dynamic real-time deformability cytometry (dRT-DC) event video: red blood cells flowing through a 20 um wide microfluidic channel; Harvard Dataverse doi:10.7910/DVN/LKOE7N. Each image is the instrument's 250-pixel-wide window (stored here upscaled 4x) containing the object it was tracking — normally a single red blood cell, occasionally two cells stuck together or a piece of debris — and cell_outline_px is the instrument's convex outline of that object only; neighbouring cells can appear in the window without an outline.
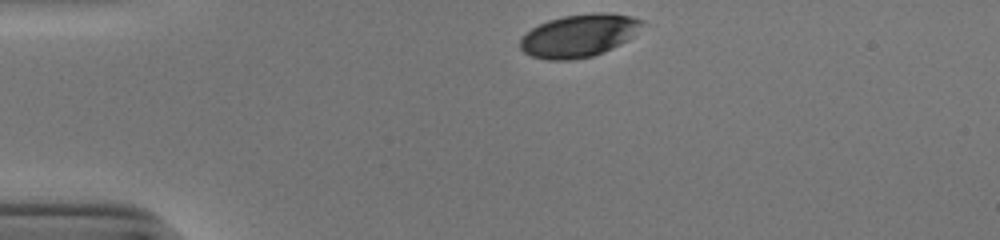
{"species": "human", "species_latin": "Homo sapiens", "temperature_condition": "cold", "stored_images_in_passage": 32, "camera_frame_rate_fps": 3000, "um_per_image_px": 0.085, "donor": {"sex": "male"}, "frame": {"image": 1, "passage_image": 1, "time_ms": 0.0, "image_size_px": [1000, 240], "cell_outline_px": [[644, 20], [632, 36], [628, 40], [612, 48], [592, 56], [568, 60], [548, 60], [532, 56], [524, 52], [520, 48], [520, 40], [532, 28], [548, 20], [564, 16], [596, 12], [608, 12], [632, 16]], "centroid_in_image_um": [49.21, 3.02], "position_along_channel_um": 35.8, "area_um2": 30.06}}
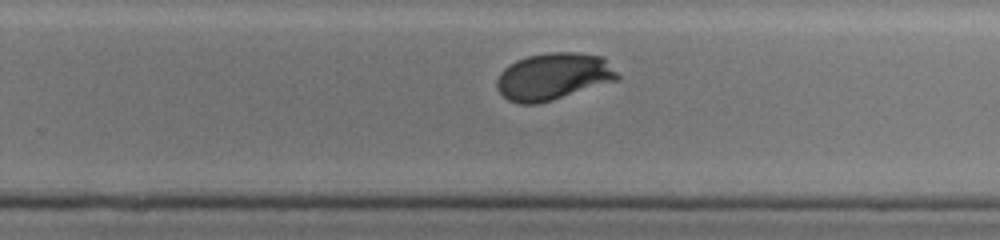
{"frame": {"image": 2, "passage_image": 24, "time_ms": 7.667, "image_size_px": [1000, 240], "cell_outline_px": [[620, 80], [552, 100], [536, 104], [520, 104], [508, 100], [496, 88], [496, 80], [500, 72], [504, 68], [516, 60], [528, 56], [548, 52], [576, 52], [604, 56], [620, 76]], "centroid_in_image_um": [47.06, 6.49], "position_along_channel_um": 282.7, "area_um2": 33.35}}
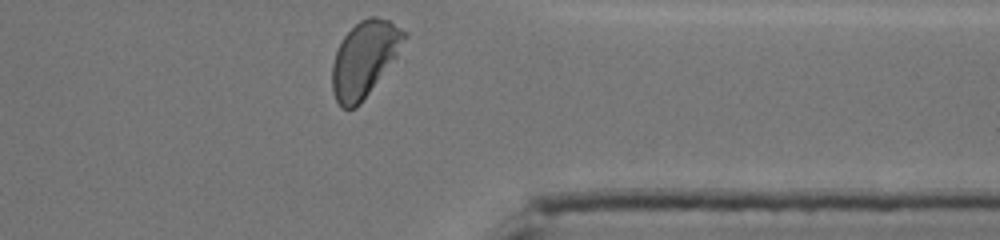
{"frame": {"image": 3, "passage_image": 32, "time_ms": 10.333, "image_size_px": [1000, 240], "cell_outline_px": [[408, 36], [396, 56], [360, 104], [356, 108], [340, 108], [332, 92], [332, 64], [336, 52], [344, 36], [360, 20], [372, 16], [376, 16], [388, 20], [408, 32]], "centroid_in_image_um": [30.97, 5.0], "position_along_channel_um": 380.4, "area_um2": 31.33}, "authors_computed_cell_mechanics": {"area_um2": 32.6859, "velocity_mm_per_s": 3.852, "shape_relaxation_time_tau1_ms": 2.6087, "shape_relaxation_time_tau2_ms": null, "deformation_change_tau1": 0.1439, "deformation_change_tau2": null}}